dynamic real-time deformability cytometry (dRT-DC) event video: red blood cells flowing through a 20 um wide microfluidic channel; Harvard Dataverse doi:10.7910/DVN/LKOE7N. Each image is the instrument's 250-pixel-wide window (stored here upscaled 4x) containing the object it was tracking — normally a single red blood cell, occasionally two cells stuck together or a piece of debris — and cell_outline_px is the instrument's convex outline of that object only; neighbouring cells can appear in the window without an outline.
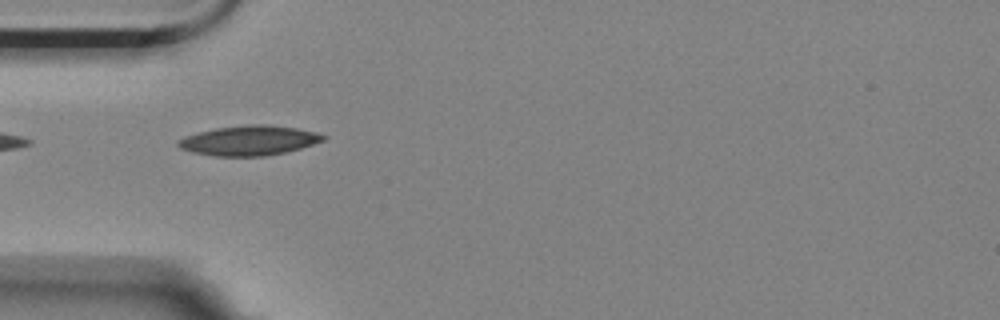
{"species": "Egyptian fruit bat (a non-hibernating species)", "species_latin": "Rousettus aegyptiacus", "temperature_condition": "room temperature", "stored_images_in_passage": 5, "camera_frame_rate_fps": 3000, "um_per_image_px": 0.085, "animal": {"sex": "female"}, "frame": {"image": 1, "passage_image": 5, "time_ms": 1.333, "image_size_px": [1000, 320], "cell_outline_px": [[328, 136], [324, 140], [300, 148], [284, 152], [264, 156], [212, 156], [192, 152], [180, 148], [176, 144], [176, 140], [184, 136], [196, 132], [216, 128], [248, 124], [268, 124], [296, 128], [316, 132]], "centroid_in_image_um": [21.12, 11.93], "position_along_channel_um": 63.9, "area_um2": 25.32}}